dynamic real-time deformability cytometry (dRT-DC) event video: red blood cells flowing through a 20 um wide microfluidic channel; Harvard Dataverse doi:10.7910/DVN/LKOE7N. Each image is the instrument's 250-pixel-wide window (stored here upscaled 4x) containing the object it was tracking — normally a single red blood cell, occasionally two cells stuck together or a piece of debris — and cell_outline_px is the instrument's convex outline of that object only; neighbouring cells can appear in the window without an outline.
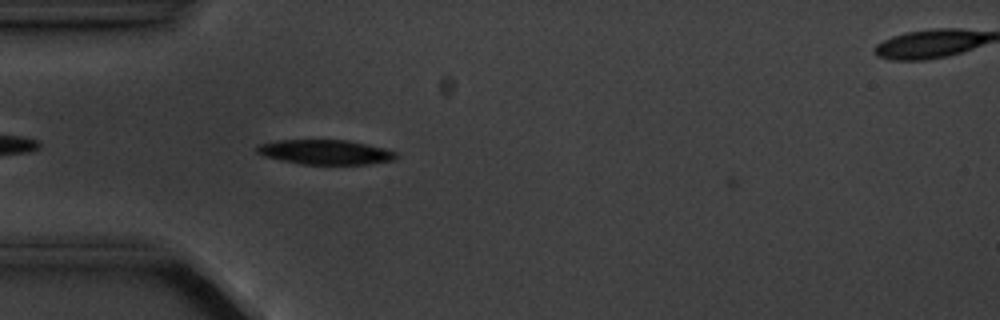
{"species": "common noctule bat (a hibernating species)", "species_latin": "Nyctalus noctula", "temperature_condition": "cold", "stored_images_in_passage": 4, "camera_frame_rate_fps": 3000, "um_per_image_px": 0.085, "animal": {"sex": "male", "body_mass_g": 20.1, "forearm_length_mm": 53.5}, "frame": {"image": 1, "passage_image": 3, "time_ms": 2.333, "image_size_px": [1000, 320], "cell_outline_px": [[400, 156], [396, 160], [368, 164], [300, 164], [264, 156], [256, 152], [256, 144], [280, 140], [348, 140], [384, 148], [396, 152]], "centroid_in_image_um": [27.68, 12.93], "position_along_channel_um": 57.3, "area_um2": 20.11}}